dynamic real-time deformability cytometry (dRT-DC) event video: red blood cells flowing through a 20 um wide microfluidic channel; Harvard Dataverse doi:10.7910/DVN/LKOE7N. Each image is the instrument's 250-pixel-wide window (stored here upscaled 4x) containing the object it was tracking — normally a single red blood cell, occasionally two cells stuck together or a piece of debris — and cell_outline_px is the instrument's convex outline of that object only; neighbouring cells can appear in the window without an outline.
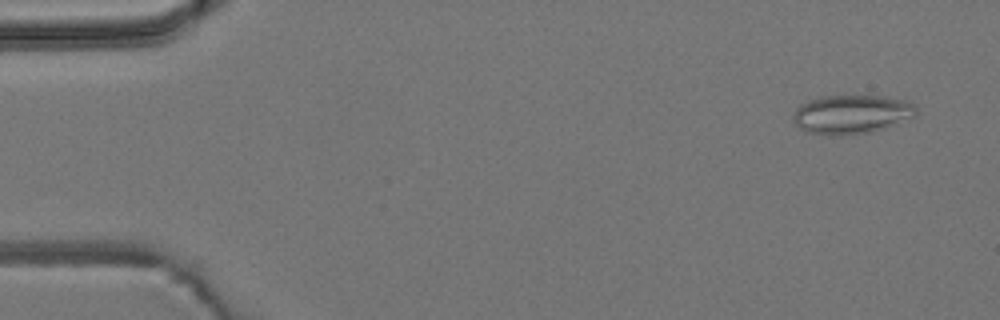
{"species": "common noctule bat (a hibernating species)", "species_latin": "Nyctalus noctula", "temperature_condition": "room temperature", "stored_images_in_passage": 7, "camera_frame_rate_fps": 3000, "um_per_image_px": 0.085, "animal": {"sex": "male", "body_mass_g": 19.2, "forearm_length_mm": 51.8}, "frame": {"image": 1, "passage_image": 1, "time_ms": 0.0, "image_size_px": [1000, 320], "cell_outline_px": [[916, 116], [884, 128], [872, 132], [840, 136], [832, 136], [808, 132], [800, 128], [792, 120], [792, 116], [796, 108], [800, 104], [808, 100], [820, 96], [888, 96], [904, 100], [916, 104]], "centroid_in_image_um": [72.37, 9.72], "position_along_channel_um": 12.6, "area_um2": 28.21}}
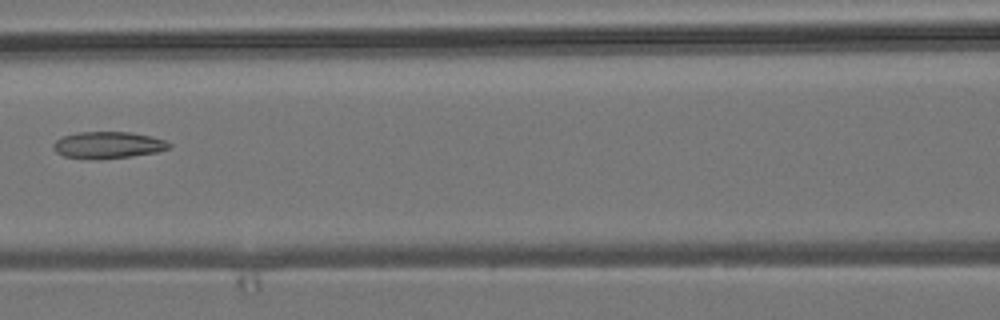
{"frame": {"image": 2, "passage_image": 7, "time_ms": 6.667, "image_size_px": [1000, 320], "cell_outline_px": [[172, 148], [156, 152], [132, 156], [64, 156], [56, 152], [52, 148], [52, 144], [56, 140], [64, 136], [76, 132], [132, 132], [152, 136], [164, 140], [172, 144]], "centroid_in_image_um": [9.24, 12.27], "position_along_channel_um": 157.4, "area_um2": 17.28}}